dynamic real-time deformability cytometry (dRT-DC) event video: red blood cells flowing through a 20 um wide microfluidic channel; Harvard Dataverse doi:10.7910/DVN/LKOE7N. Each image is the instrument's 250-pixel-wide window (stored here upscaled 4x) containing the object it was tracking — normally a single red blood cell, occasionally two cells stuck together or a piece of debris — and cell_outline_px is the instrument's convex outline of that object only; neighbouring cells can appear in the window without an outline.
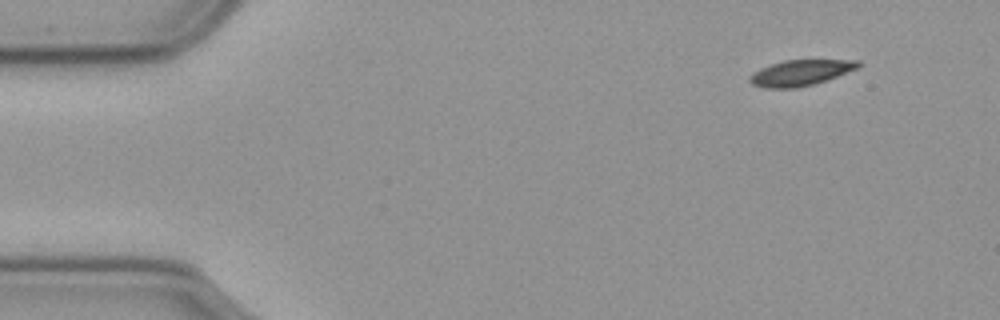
{"species": "common noctule bat (a hibernating species)", "species_latin": "Nyctalus noctula", "temperature_condition": "cold", "stored_images_in_passage": 51, "camera_frame_rate_fps": 3000, "um_per_image_px": 0.085, "animal": {"sex": "male", "body_mass_g": 23.1, "forearm_length_mm": 52.7}, "frame": {"image": 1, "passage_image": 1, "time_ms": 0.0, "image_size_px": [1000, 320], "cell_outline_px": [[860, 64], [856, 68], [836, 76], [812, 84], [796, 88], [764, 88], [752, 84], [748, 80], [748, 76], [752, 72], [760, 68], [784, 60], [860, 60]], "centroid_in_image_um": [67.96, 6.18], "position_along_channel_um": 17.0, "area_um2": 16.07}}
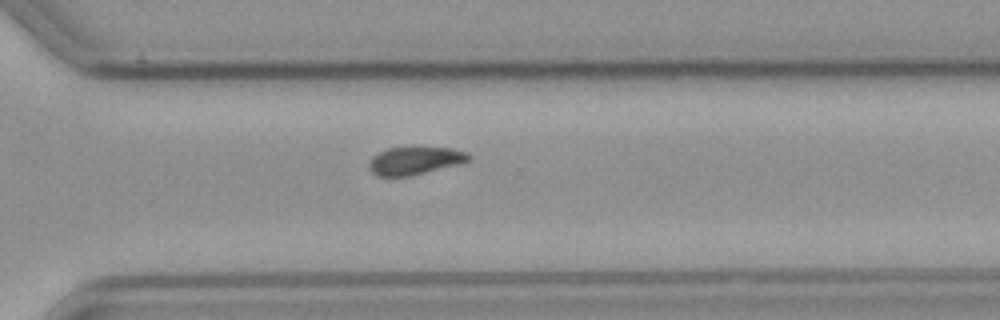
{"frame": {"image": 2, "passage_image": 36, "time_ms": 11.667, "image_size_px": [1000, 320], "cell_outline_px": [[472, 160], [408, 176], [376, 176], [368, 168], [368, 164], [372, 156], [388, 148], [416, 144], [452, 148], [468, 152], [472, 156]], "centroid_in_image_um": [35.27, 13.59], "position_along_channel_um": 335.3, "area_um2": 16.82}}
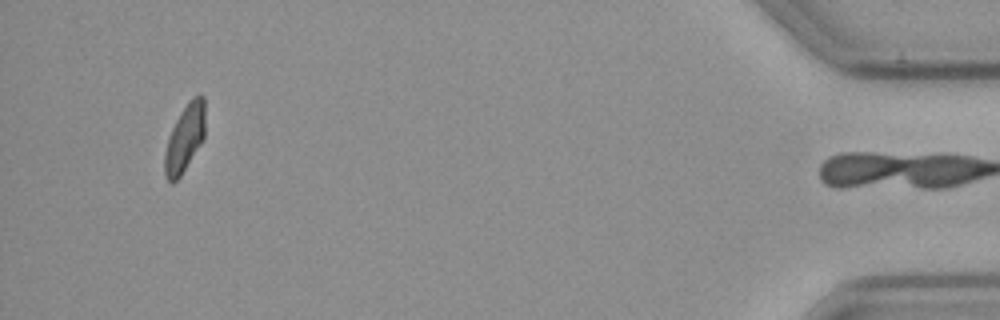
{"frame": {"image": 3, "passage_image": 50, "time_ms": 16.333, "image_size_px": [1000, 320], "cell_outline_px": [[204, 140], [180, 176], [172, 184], [164, 176], [164, 152], [168, 136], [180, 112], [188, 100], [196, 92], [200, 92], [204, 96]], "centroid_in_image_um": [15.7, 11.71], "position_along_channel_um": 419.5, "area_um2": 16.24}, "authors_computed_cell_mechanics": {"area_um2": 17.1088, "velocity_mm_per_s": 3.5723, "shape_relaxation_time_tau1_ms": 6.9625, "shape_relaxation_time_tau2_ms": null, "deformation_change_tau1": 0.1554, "deformation_change_tau2": null}}